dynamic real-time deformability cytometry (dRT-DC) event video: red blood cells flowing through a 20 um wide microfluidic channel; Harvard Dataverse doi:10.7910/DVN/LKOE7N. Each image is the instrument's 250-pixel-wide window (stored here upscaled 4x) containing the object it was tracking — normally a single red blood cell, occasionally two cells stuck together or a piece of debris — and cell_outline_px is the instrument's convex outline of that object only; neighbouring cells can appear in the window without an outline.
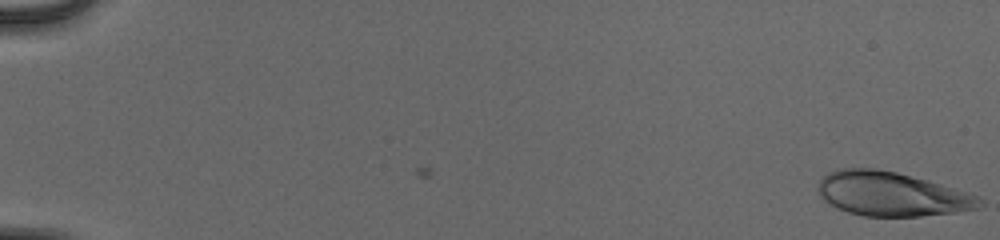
{"species": "human", "species_latin": "Homo sapiens", "temperature_condition": "cold", "stored_images_in_passage": 55, "camera_frame_rate_fps": 3000, "um_per_image_px": 0.085, "donor": {"sex": "male"}, "frame": {"image": 1, "passage_image": 1, "time_ms": 0.0, "image_size_px": [1000, 240], "cell_outline_px": [[984, 204], [976, 208], [952, 212], [920, 216], [864, 216], [848, 212], [832, 204], [820, 192], [820, 180], [828, 172], [840, 168], [876, 168], [896, 172], [928, 180], [980, 196], [984, 200]], "centroid_in_image_um": [75.84, 16.48], "position_along_channel_um": 9.2, "area_um2": 40.92}}
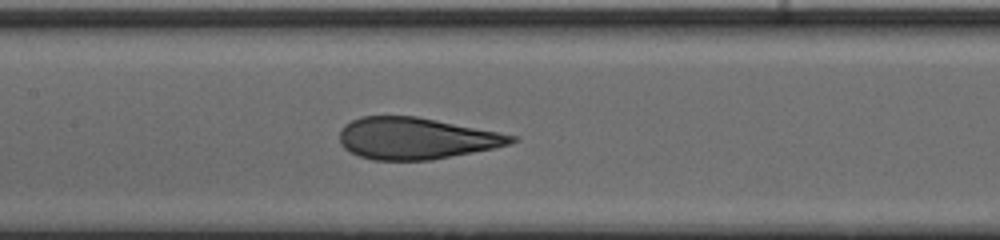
{"frame": {"image": 2, "passage_image": 29, "time_ms": 9.333, "image_size_px": [1000, 240], "cell_outline_px": [[516, 140], [512, 144], [432, 160], [372, 160], [360, 156], [344, 148], [340, 144], [340, 128], [344, 124], [360, 116], [416, 116], [516, 136]], "centroid_in_image_um": [35.3, 11.76], "position_along_channel_um": 172.1, "area_um2": 41.33}}
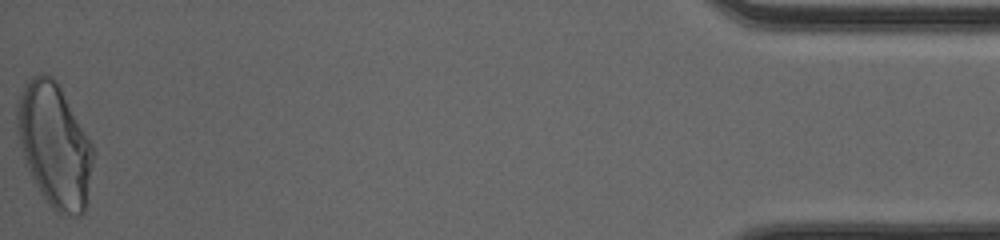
{"frame": {"image": 3, "passage_image": 55, "time_ms": 18.0, "image_size_px": [1000, 240], "cell_outline_px": [[96, 152], [88, 200], [84, 212], [80, 216], [72, 216], [60, 212], [52, 208], [48, 204], [40, 192], [24, 160], [16, 128], [16, 100], [24, 84], [32, 76], [40, 72], [44, 72], [52, 76], [56, 80], [92, 144]], "centroid_in_image_um": [4.64, 12.33], "position_along_channel_um": 430.6, "area_um2": 55.31}, "authors_computed_cell_mechanics": {"area_um2": 41.9628, "velocity_mm_per_s": 3.928, "shape_relaxation_time_tau1_ms": 8.4345, "shape_relaxation_time_tau2_ms": 0.7032, "deformation_change_tau1": 0.2615, "deformation_change_tau2": 0.083}}